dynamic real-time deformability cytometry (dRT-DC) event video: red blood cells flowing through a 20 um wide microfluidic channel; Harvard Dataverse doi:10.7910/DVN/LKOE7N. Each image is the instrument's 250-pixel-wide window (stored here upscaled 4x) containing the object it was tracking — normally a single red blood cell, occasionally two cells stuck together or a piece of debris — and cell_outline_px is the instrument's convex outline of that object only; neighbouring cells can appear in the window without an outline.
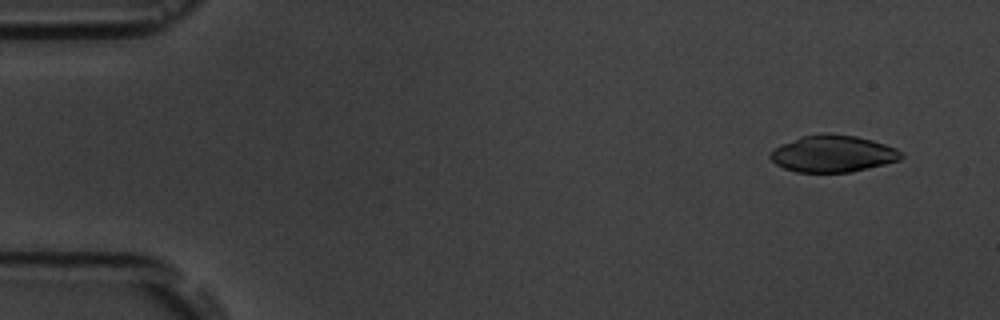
{"species": "common noctule bat (a hibernating species)", "species_latin": "Nyctalus noctula", "temperature_condition": "room temperature", "stored_images_in_passage": 4, "camera_frame_rate_fps": 3000, "um_per_image_px": 0.085, "animal": {"sex": "male", "body_mass_g": 19.5, "forearm_length_mm": 54.6}, "frame": {"image": 1, "passage_image": 1, "time_ms": 0.0, "image_size_px": [1000, 320], "cell_outline_px": [[904, 156], [900, 160], [884, 164], [848, 172], [796, 172], [784, 168], [776, 164], [768, 156], [776, 148], [800, 136], [828, 132], [856, 136], [872, 140], [896, 148]], "centroid_in_image_um": [70.8, 13.05], "position_along_channel_um": 14.2, "area_um2": 27.86}}
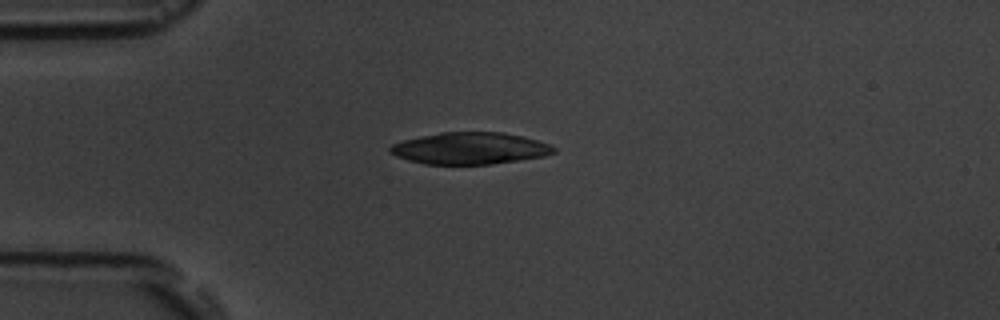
{"frame": {"image": 2, "passage_image": 4, "time_ms": 3.333, "image_size_px": [1000, 320], "cell_outline_px": [[556, 152], [544, 156], [492, 164], [424, 164], [408, 160], [396, 156], [388, 152], [388, 148], [392, 144], [404, 140], [420, 136], [440, 132], [504, 132], [524, 136], [548, 144], [556, 148]], "centroid_in_image_um": [39.92, 12.6], "position_along_channel_um": 45.1, "area_um2": 30.4}}